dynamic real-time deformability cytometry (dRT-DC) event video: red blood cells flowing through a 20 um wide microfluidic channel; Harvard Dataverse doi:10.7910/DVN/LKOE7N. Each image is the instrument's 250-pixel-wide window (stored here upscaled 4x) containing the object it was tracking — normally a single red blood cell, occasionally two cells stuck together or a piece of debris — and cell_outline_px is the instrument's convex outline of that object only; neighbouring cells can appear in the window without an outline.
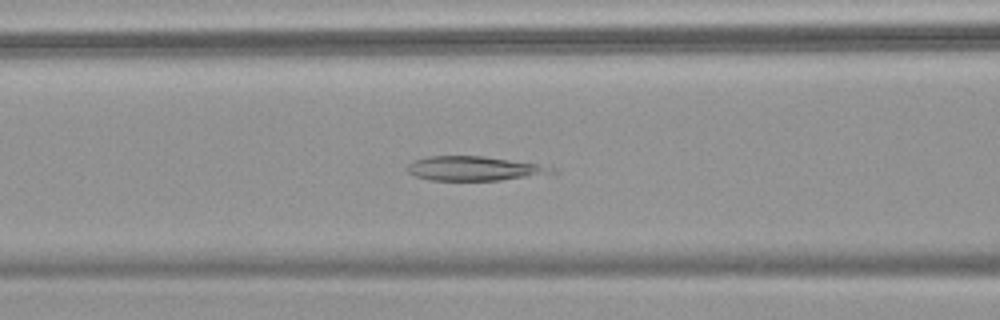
{"species": "common noctule bat (a hibernating species)", "species_latin": "Nyctalus noctula", "temperature_condition": "warm", "stored_images_in_passage": 56, "camera_frame_rate_fps": 3000, "um_per_image_px": 0.085, "animal": {"sex": "female", "body_mass_g": 18.4}, "frame": {"image": 1, "passage_image": 24, "time_ms": 7.667, "image_size_px": [1000, 320], "cell_outline_px": [[544, 172], [524, 176], [500, 180], [428, 180], [416, 176], [408, 172], [408, 164], [412, 160], [428, 156], [484, 156], [536, 164], [544, 168]], "centroid_in_image_um": [39.98, 14.31], "position_along_channel_um": 126.6, "area_um2": 19.36}}
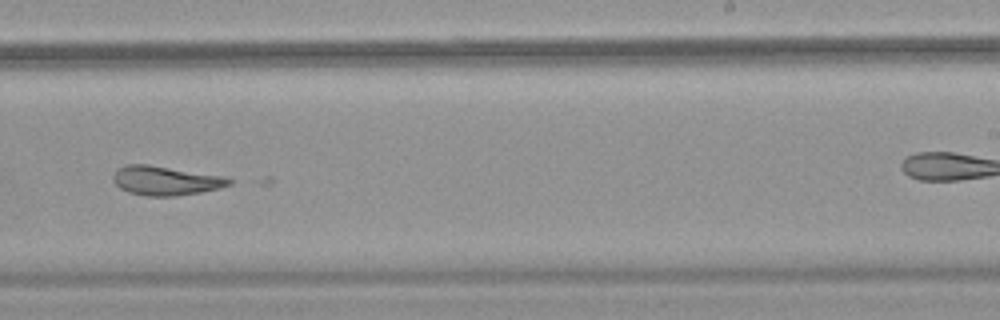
{"frame": {"image": 2, "passage_image": 36, "time_ms": 11.667, "image_size_px": [1000, 320], "cell_outline_px": [[232, 184], [220, 188], [200, 192], [176, 196], [144, 196], [128, 192], [120, 188], [112, 180], [112, 176], [120, 168], [128, 164], [148, 164], [220, 176], [232, 180]], "centroid_in_image_um": [14.04, 15.37], "position_along_channel_um": 275.0, "area_um2": 19.48}}
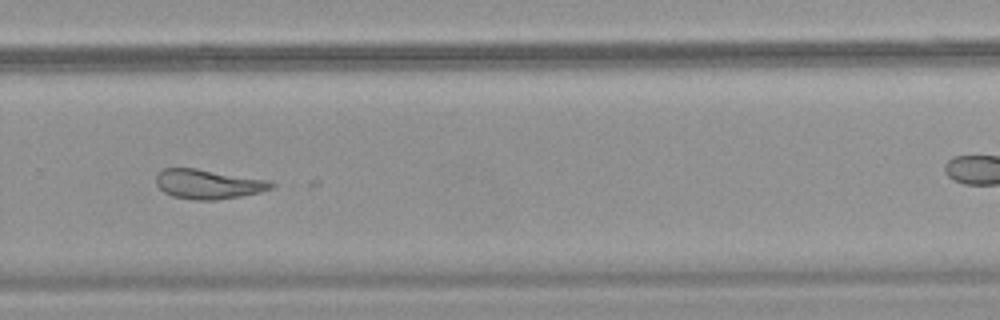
{"frame": {"image": 3, "passage_image": 39, "time_ms": 12.667, "image_size_px": [1000, 320], "cell_outline_px": [[276, 184], [272, 188], [260, 192], [240, 196], [216, 200], [192, 200], [172, 196], [164, 192], [156, 184], [156, 172], [164, 168], [196, 168], [268, 180]], "centroid_in_image_um": [17.66, 15.65], "position_along_channel_um": 312.1, "area_um2": 19.88}}